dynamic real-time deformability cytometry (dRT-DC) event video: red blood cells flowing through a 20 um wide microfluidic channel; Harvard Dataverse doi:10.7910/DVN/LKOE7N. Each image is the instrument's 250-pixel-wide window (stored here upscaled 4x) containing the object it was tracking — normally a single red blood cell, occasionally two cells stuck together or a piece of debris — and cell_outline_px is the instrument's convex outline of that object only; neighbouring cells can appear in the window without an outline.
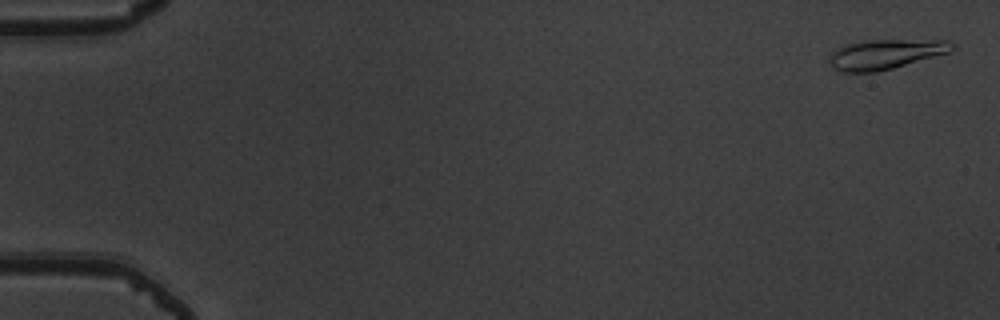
{"species": "common noctule bat (a hibernating species)", "species_latin": "Nyctalus noctula", "temperature_condition": "warm", "stored_images_in_passage": 53, "camera_frame_rate_fps": 3000, "um_per_image_px": 0.085, "animal": {"sex": "male", "body_mass_g": 19.5, "forearm_length_mm": 54.6}, "frame": {"image": 1, "passage_image": 2, "time_ms": 0.333, "image_size_px": [1000, 320], "cell_outline_px": [[956, 44], [948, 52], [892, 68], [876, 72], [844, 72], [836, 68], [828, 60], [828, 56], [836, 48], [844, 44], [872, 40], [948, 40]], "centroid_in_image_um": [75.23, 4.59], "position_along_channel_um": 9.8, "area_um2": 20.98}}
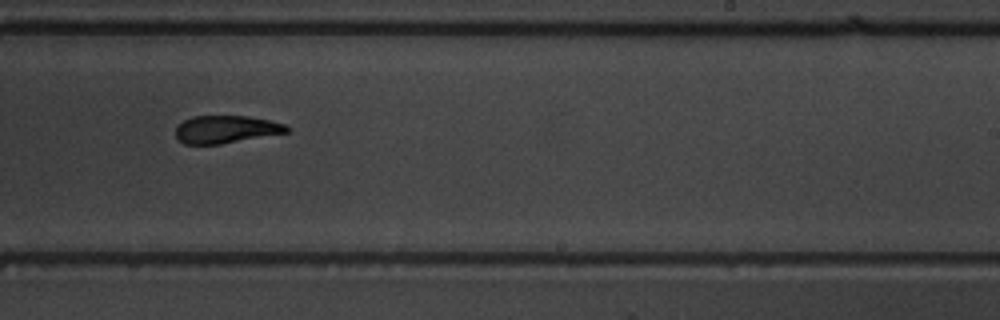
{"frame": {"image": 2, "passage_image": 34, "time_ms": 11.0, "image_size_px": [1000, 320], "cell_outline_px": [[292, 128], [288, 132], [220, 144], [184, 144], [176, 136], [176, 128], [184, 120], [192, 116], [248, 116], [268, 120], [284, 124]], "centroid_in_image_um": [19.22, 10.99], "position_along_channel_um": 269.8, "area_um2": 17.74}}
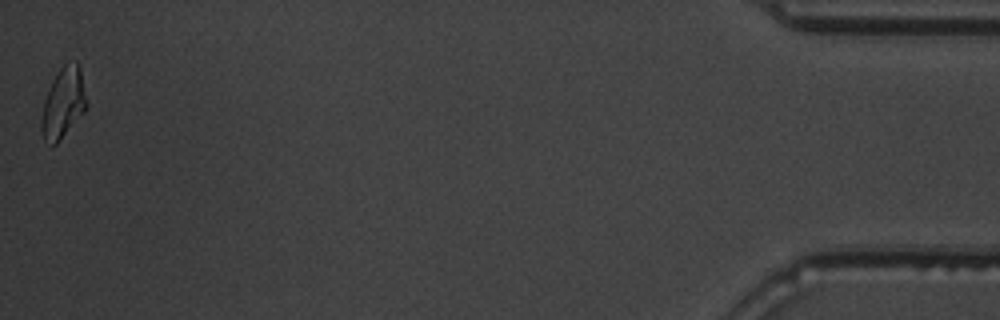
{"frame": {"image": 3, "passage_image": 53, "time_ms": 17.333, "image_size_px": [1000, 320], "cell_outline_px": [[88, 104], [84, 112], [56, 144], [52, 144], [44, 140], [40, 132], [40, 116], [44, 100], [52, 80], [56, 72], [64, 64], [76, 60], [80, 68], [88, 100]], "centroid_in_image_um": [5.37, 8.74], "position_along_channel_um": 429.8, "area_um2": 18.79}, "authors_computed_cell_mechanics": {"area_um2": 19.2474, "velocity_mm_per_s": 3.8963, "shape_relaxation_time_tau1_ms": 6.4034, "shape_relaxation_time_tau2_ms": 1.5976, "deformation_change_tau1": 0.2055, "deformation_change_tau2": 0.0699}}